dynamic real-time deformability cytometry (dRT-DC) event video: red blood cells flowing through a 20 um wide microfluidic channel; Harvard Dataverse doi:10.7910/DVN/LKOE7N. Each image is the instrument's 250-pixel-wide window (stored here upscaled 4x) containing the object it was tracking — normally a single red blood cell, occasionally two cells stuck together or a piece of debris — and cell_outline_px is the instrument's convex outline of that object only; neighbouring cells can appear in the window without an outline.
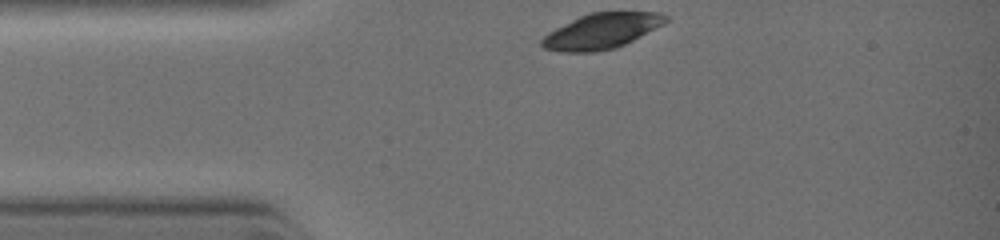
{"species": "common noctule bat (a hibernating species)", "species_latin": "Nyctalus noctula", "temperature_condition": "warm", "stored_images_in_passage": 3, "camera_frame_rate_fps": 3000, "um_per_image_px": 0.085, "animal": {"sex": "female", "body_mass_g": 19.0, "forearm_length_mm": 51.5}, "frame": {"image": 1, "passage_image": 1, "time_ms": 0.0, "image_size_px": [1000, 240], "cell_outline_px": [[668, 20], [664, 24], [616, 48], [596, 52], [560, 52], [544, 48], [540, 44], [540, 40], [548, 32], [588, 12], [660, 12], [668, 16]], "centroid_in_image_um": [51.12, 2.64], "position_along_channel_um": 33.9, "area_um2": 25.49}}